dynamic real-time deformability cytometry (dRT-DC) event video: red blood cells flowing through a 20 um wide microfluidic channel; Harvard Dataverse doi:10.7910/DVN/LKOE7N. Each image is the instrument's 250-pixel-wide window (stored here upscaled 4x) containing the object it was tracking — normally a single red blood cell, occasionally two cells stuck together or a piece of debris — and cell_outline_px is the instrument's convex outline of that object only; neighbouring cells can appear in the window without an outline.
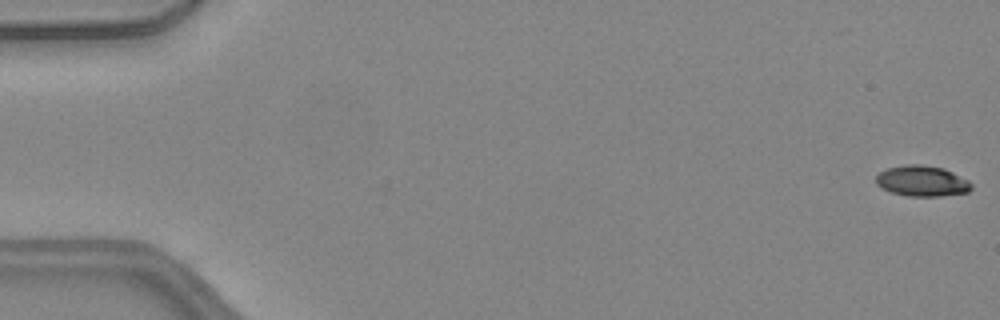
{"species": "common noctule bat (a hibernating species)", "species_latin": "Nyctalus noctula", "temperature_condition": "warm", "stored_images_in_passage": 51, "camera_frame_rate_fps": 3000, "um_per_image_px": 0.085, "animal": {"sex": "female", "body_mass_g": 24.6, "forearm_length_mm": 56.2}, "frame": {"image": 1, "passage_image": 1, "time_ms": 0.0, "image_size_px": [1000, 320], "cell_outline_px": [[972, 188], [968, 192], [940, 196], [908, 196], [892, 192], [880, 188], [876, 184], [876, 176], [880, 172], [888, 168], [904, 164], [920, 164], [944, 168], [968, 180], [972, 184]], "centroid_in_image_um": [78.36, 15.38], "position_along_channel_um": 6.6, "area_um2": 17.11}}
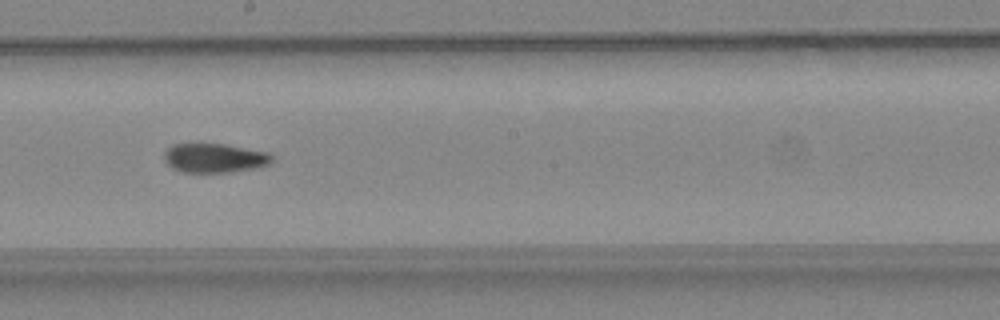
{"frame": {"image": 2, "passage_image": 29, "time_ms": 9.333, "image_size_px": [1000, 320], "cell_outline_px": [[272, 160], [268, 164], [252, 168], [228, 172], [184, 172], [172, 168], [164, 160], [164, 152], [172, 144], [224, 144], [268, 152], [272, 156]], "centroid_in_image_um": [18.2, 13.42], "position_along_channel_um": 230.0, "area_um2": 18.09}}
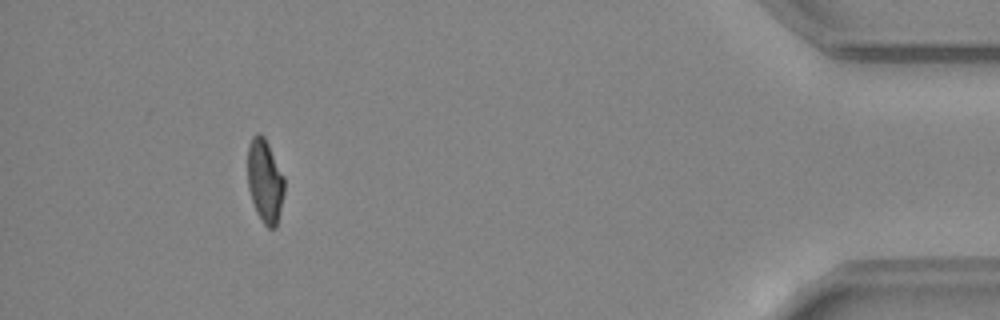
{"frame": {"image": 3, "passage_image": 47, "time_ms": 15.333, "image_size_px": [1000, 320], "cell_outline_px": [[284, 192], [276, 228], [268, 228], [264, 224], [256, 212], [248, 188], [248, 144], [252, 136], [256, 132], [260, 132], [264, 136], [284, 176]], "centroid_in_image_um": [22.51, 15.36], "position_along_channel_um": 412.7, "area_um2": 17.86}, "authors_computed_cell_mechanics": {"area_um2": 18.5538, "velocity_mm_per_s": 4.0981, "shape_relaxation_time_tau1_ms": null, "shape_relaxation_time_tau2_ms": 3.2724, "deformation_change_tau1": null, "deformation_change_tau2": 0.088}}